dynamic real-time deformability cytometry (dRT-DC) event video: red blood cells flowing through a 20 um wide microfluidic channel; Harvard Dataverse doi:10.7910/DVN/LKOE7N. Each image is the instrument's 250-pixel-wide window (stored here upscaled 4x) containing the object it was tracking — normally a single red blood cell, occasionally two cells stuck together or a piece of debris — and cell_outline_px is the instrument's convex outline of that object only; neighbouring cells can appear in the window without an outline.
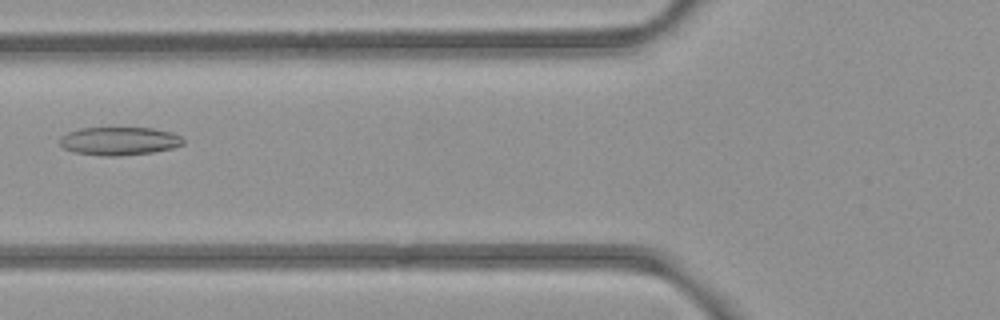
{"species": "common noctule bat (a hibernating species)", "species_latin": "Nyctalus noctula", "temperature_condition": "room temperature", "stored_images_in_passage": 3, "camera_frame_rate_fps": 3000, "um_per_image_px": 0.085, "animal": {"sex": "female", "body_mass_g": 21.9}, "frame": {"image": 1, "passage_image": 3, "time_ms": 2.333, "image_size_px": [1000, 320], "cell_outline_px": [[184, 144], [172, 148], [152, 152], [116, 156], [104, 156], [76, 152], [64, 148], [60, 144], [60, 136], [68, 132], [80, 128], [152, 128], [172, 132], [180, 136], [184, 140]], "centroid_in_image_um": [10.14, 11.98], "position_along_channel_um": 115.7, "area_um2": 20.17}}